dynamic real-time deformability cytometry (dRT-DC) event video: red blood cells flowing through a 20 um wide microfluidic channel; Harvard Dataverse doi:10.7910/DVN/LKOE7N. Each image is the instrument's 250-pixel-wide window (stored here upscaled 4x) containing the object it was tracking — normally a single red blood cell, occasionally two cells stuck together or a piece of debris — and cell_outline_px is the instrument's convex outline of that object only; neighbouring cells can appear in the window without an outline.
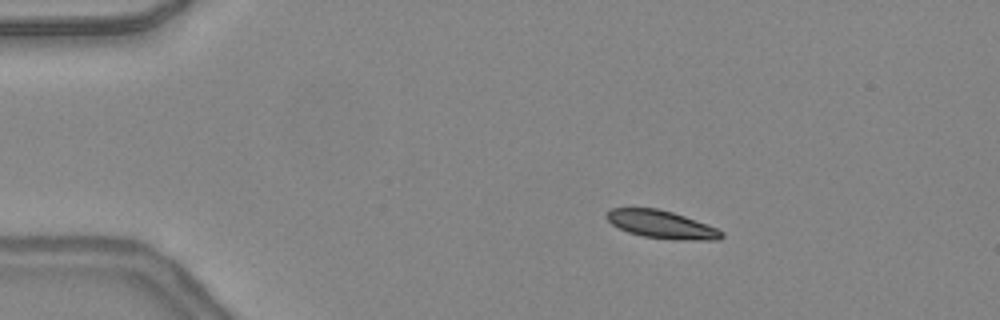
{"species": "common noctule bat (a hibernating species)", "species_latin": "Nyctalus noctula", "temperature_condition": "warm", "stored_images_in_passage": 47, "camera_frame_rate_fps": 3000, "um_per_image_px": 0.085, "animal": {"sex": "female", "body_mass_g": 24.6, "forearm_length_mm": 56.2}, "frame": {"image": 1, "passage_image": 8, "time_ms": 2.333, "image_size_px": [1000, 320], "cell_outline_px": [[724, 236], [720, 240], [676, 240], [644, 236], [628, 232], [612, 224], [604, 216], [612, 208], [656, 208], [672, 212], [708, 224], [724, 232]], "centroid_in_image_um": [56.27, 19.09], "position_along_channel_um": 28.7, "area_um2": 18.61}}
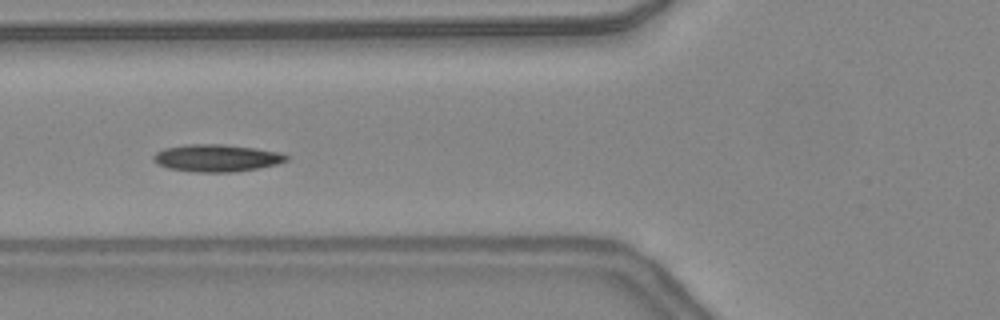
{"frame": {"image": 2, "passage_image": 18, "time_ms": 5.667, "image_size_px": [1000, 320], "cell_outline_px": [[288, 160], [276, 164], [256, 168], [232, 172], [192, 172], [168, 168], [152, 160], [152, 156], [156, 152], [164, 148], [188, 144], [220, 144], [256, 148], [280, 152], [288, 156]], "centroid_in_image_um": [18.39, 13.43], "position_along_channel_um": 107.4, "area_um2": 21.04}}
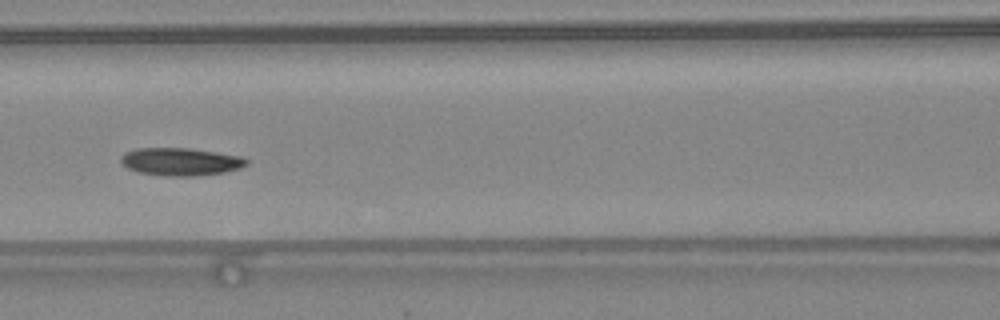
{"frame": {"image": 3, "passage_image": 21, "time_ms": 6.667, "image_size_px": [1000, 320], "cell_outline_px": [[248, 164], [240, 168], [224, 172], [192, 176], [164, 176], [140, 172], [128, 168], [120, 160], [120, 156], [124, 152], [136, 148], [188, 148], [216, 152], [240, 156], [248, 160]], "centroid_in_image_um": [15.34, 13.74], "position_along_channel_um": 151.3, "area_um2": 20.23}, "authors_computed_cell_mechanics": {"area_um2": 19.2474, "velocity_mm_per_s": 4.3517, "shape_relaxation_time_tau1_ms": 3.6602, "shape_relaxation_time_tau2_ms": null, "deformation_change_tau1": 0.1163, "deformation_change_tau2": null}}